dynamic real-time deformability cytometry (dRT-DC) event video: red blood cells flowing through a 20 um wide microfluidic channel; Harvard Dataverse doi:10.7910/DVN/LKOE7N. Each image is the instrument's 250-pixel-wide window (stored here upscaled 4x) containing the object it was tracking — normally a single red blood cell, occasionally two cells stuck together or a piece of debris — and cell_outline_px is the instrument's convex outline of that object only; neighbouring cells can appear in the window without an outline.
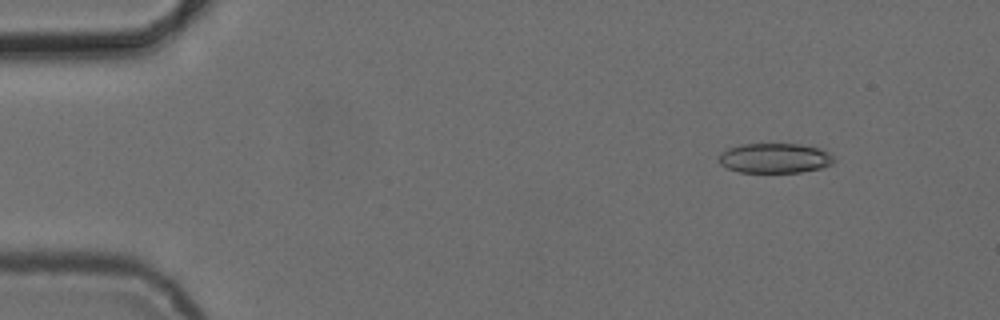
{"species": "common noctule bat (a hibernating species)", "species_latin": "Nyctalus noctula", "temperature_condition": "cold", "stored_images_in_passage": 4, "camera_frame_rate_fps": 3000, "um_per_image_px": 0.085, "animal": {"sex": "female", "body_mass_g": 24.6, "forearm_length_mm": 56.2}, "frame": {"image": 1, "passage_image": 2, "time_ms": 1.333, "image_size_px": [1000, 320], "cell_outline_px": [[836, 160], [832, 164], [820, 168], [800, 172], [740, 172], [728, 168], [720, 164], [720, 152], [728, 148], [744, 144], [800, 144], [820, 148], [828, 152]], "centroid_in_image_um": [65.88, 13.44], "position_along_channel_um": 19.1, "area_um2": 19.94}}